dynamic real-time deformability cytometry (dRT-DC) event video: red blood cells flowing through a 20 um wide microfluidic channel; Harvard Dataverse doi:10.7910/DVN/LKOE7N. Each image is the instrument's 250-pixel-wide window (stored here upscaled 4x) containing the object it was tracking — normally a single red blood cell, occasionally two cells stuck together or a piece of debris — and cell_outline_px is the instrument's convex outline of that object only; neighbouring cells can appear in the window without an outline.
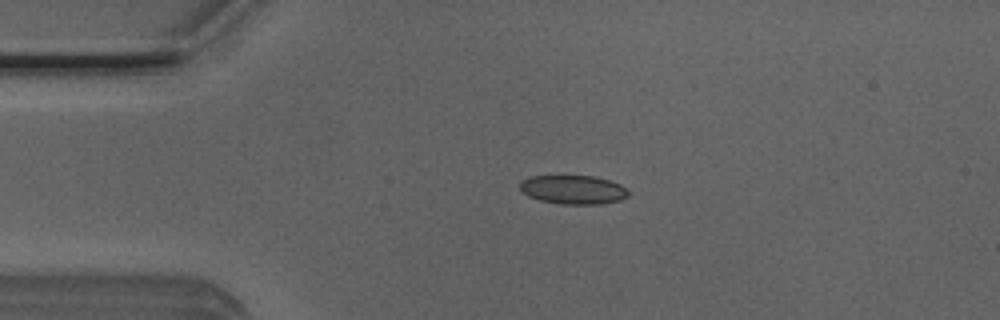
{"species": "Egyptian fruit bat (a non-hibernating species)", "species_latin": "Rousettus aegyptiacus", "temperature_condition": "room temperature", "stored_images_in_passage": 42, "camera_frame_rate_fps": 3000, "um_per_image_px": 0.085, "animal": {"sex": "male"}, "frame": {"image": 1, "passage_image": 1, "time_ms": 0.0, "image_size_px": [1000, 320], "cell_outline_px": [[628, 196], [620, 200], [600, 204], [560, 204], [540, 200], [528, 196], [520, 192], [520, 184], [524, 180], [532, 176], [592, 176], [608, 180], [620, 184], [628, 192]], "centroid_in_image_um": [48.7, 16.13], "position_along_channel_um": 36.3, "area_um2": 18.09}}
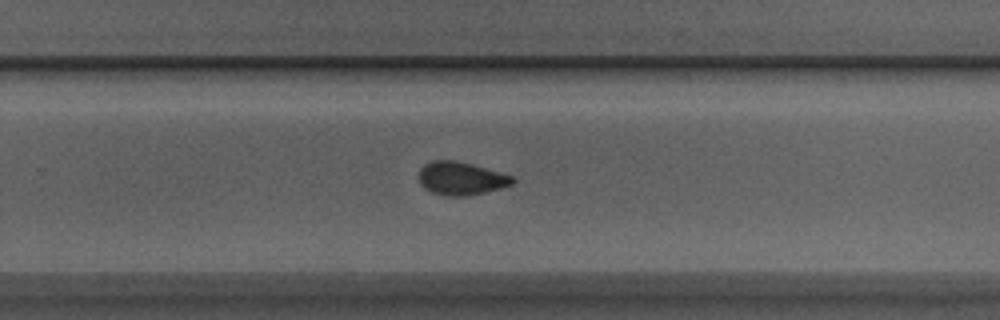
{"frame": {"image": 2, "passage_image": 23, "time_ms": 7.333, "image_size_px": [1000, 320], "cell_outline_px": [[516, 180], [512, 184], [500, 188], [468, 196], [444, 196], [432, 192], [424, 188], [420, 184], [420, 168], [424, 164], [432, 160], [456, 160], [472, 164], [512, 176]], "centroid_in_image_um": [39.16, 15.16], "position_along_channel_um": 290.6, "area_um2": 18.03}}
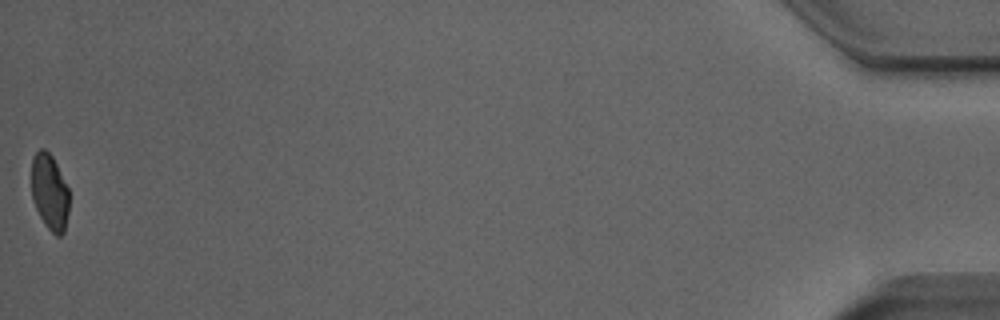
{"frame": {"image": 3, "passage_image": 42, "time_ms": 13.667, "image_size_px": [1000, 320], "cell_outline_px": [[68, 212], [64, 232], [60, 236], [56, 236], [44, 224], [32, 200], [32, 156], [40, 148], [44, 148], [52, 156], [68, 188]], "centroid_in_image_um": [4.21, 16.32], "position_along_channel_um": 431.0, "area_um2": 16.59}, "authors_computed_cell_mechanics": {"area_um2": 18.2359, "velocity_mm_per_s": 3.894, "shape_relaxation_time_tau1_ms": 4.0577, "shape_relaxation_time_tau2_ms": 1.1859, "deformation_change_tau1": 0.1113, "deformation_change_tau2": 0.0454}}